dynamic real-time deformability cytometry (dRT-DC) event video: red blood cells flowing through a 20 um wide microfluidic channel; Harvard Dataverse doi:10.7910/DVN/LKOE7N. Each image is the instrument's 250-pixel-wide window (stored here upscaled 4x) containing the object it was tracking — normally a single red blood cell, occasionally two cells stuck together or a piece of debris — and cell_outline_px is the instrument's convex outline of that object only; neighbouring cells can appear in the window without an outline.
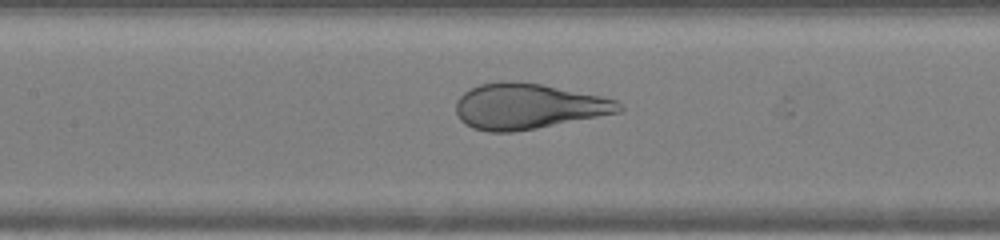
{"species": "human", "species_latin": "Homo sapiens", "temperature_condition": "warm", "stored_images_in_passage": 18, "camera_frame_rate_fps": 3000, "um_per_image_px": 0.085, "donor": {"sex": "female"}, "frame": {"image": 1, "passage_image": 16, "time_ms": 5.0, "image_size_px": [1000, 240], "cell_outline_px": [[624, 108], [620, 112], [536, 128], [512, 132], [488, 132], [472, 128], [464, 124], [460, 120], [456, 112], [456, 100], [464, 92], [480, 84], [504, 80], [512, 80], [540, 84], [600, 96], [616, 100]], "centroid_in_image_um": [44.83, 9.04], "position_along_channel_um": 162.6, "area_um2": 43.12}}